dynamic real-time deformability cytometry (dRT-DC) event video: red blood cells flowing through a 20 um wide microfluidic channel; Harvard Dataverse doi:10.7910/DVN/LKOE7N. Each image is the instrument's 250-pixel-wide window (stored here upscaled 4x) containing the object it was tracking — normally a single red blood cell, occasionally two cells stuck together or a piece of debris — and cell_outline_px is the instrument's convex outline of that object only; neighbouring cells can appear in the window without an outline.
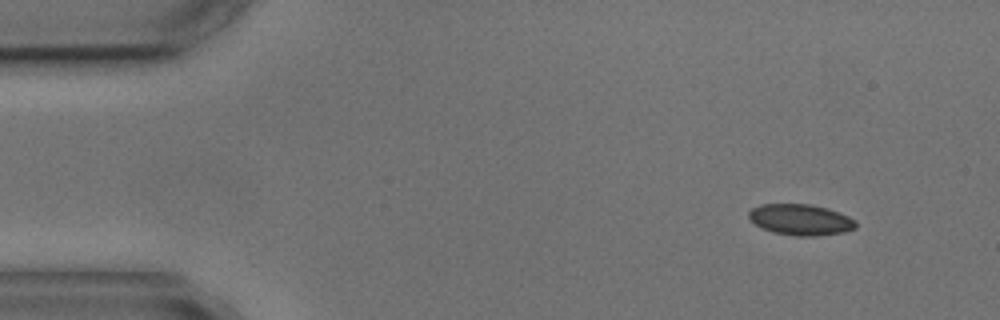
{"species": "common noctule bat (a hibernating species)", "species_latin": "Nyctalus noctula", "temperature_condition": "cold", "stored_images_in_passage": 4, "camera_frame_rate_fps": 3000, "um_per_image_px": 0.085, "animal": {"sex": "male", "body_mass_g": 17.9, "forearm_length_mm": 54.2}, "frame": {"image": 1, "passage_image": 1, "time_ms": 0.0, "image_size_px": [1000, 320], "cell_outline_px": [[856, 228], [844, 232], [816, 236], [796, 236], [772, 232], [756, 224], [748, 216], [748, 212], [752, 208], [760, 204], [808, 204], [828, 208], [848, 216], [856, 220]], "centroid_in_image_um": [68.07, 18.67], "position_along_channel_um": 16.9, "area_um2": 19.31}}